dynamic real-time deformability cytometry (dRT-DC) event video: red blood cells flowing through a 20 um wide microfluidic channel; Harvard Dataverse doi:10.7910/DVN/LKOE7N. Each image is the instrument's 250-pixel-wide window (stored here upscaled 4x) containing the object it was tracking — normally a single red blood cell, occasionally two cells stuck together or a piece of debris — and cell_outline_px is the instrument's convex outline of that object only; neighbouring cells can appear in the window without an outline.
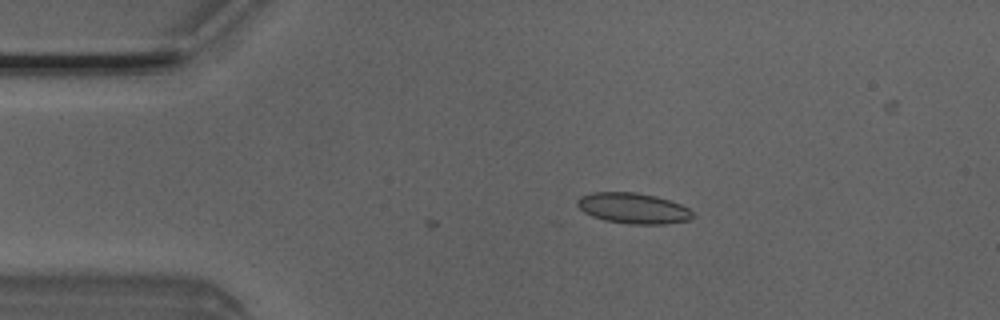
{"species": "Egyptian fruit bat (a non-hibernating species)", "species_latin": "Rousettus aegyptiacus", "temperature_condition": "room temperature", "stored_images_in_passage": 3, "camera_frame_rate_fps": 3000, "um_per_image_px": 0.085, "animal": {"sex": "male"}, "frame": {"image": 1, "passage_image": 3, "time_ms": 0.667, "image_size_px": [1000, 320], "cell_outline_px": [[692, 216], [688, 220], [664, 224], [628, 224], [604, 220], [592, 216], [584, 212], [576, 204], [576, 200], [580, 196], [592, 192], [636, 192], [656, 196], [680, 204], [688, 208], [692, 212]], "centroid_in_image_um": [53.78, 17.69], "position_along_channel_um": 31.2, "area_um2": 20.58}}